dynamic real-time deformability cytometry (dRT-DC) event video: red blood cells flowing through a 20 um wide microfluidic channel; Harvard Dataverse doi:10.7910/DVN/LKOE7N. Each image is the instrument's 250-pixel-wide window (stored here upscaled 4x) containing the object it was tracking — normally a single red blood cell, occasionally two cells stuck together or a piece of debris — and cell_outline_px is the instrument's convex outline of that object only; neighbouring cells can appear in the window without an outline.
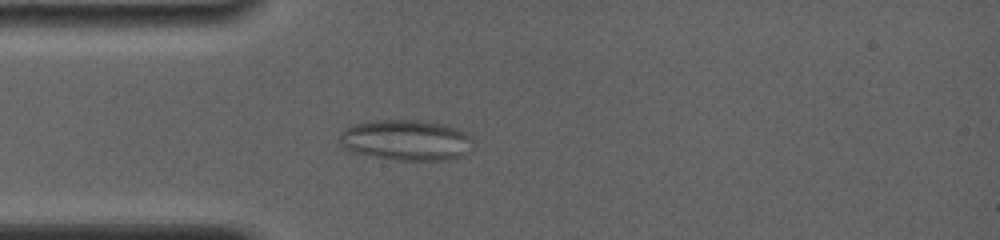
{"species": "common noctule bat (a hibernating species)", "species_latin": "Nyctalus noctula", "temperature_condition": "room temperature", "stored_images_in_passage": 51, "camera_frame_rate_fps": 4000, "um_per_image_px": 0.085, "animal": {"sex": "female", "body_mass_g": 19.0, "forearm_length_mm": 56.7}, "frame": {"image": 1, "passage_image": 5, "time_ms": 1.25, "image_size_px": [1000, 240], "cell_outline_px": [[472, 140], [468, 152], [464, 156], [440, 160], [396, 160], [348, 152], [340, 140], [340, 132], [344, 128], [352, 124], [372, 120], [416, 120], [444, 124], [460, 128], [468, 132], [472, 136]], "centroid_in_image_um": [34.52, 11.9], "position_along_channel_um": 50.5, "area_um2": 32.02}}
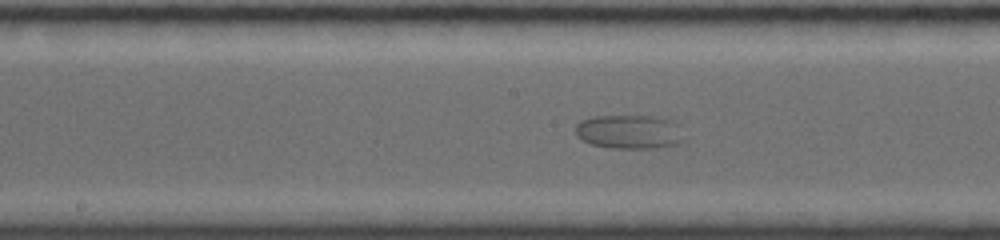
{"frame": {"image": 2, "passage_image": 18, "time_ms": 5.5, "image_size_px": [1000, 240], "cell_outline_px": [[684, 140], [676, 144], [652, 148], [612, 148], [592, 144], [580, 140], [576, 136], [576, 124], [580, 120], [592, 116], [652, 116], [672, 120], [680, 124]], "centroid_in_image_um": [53.48, 11.19], "position_along_channel_um": 194.7, "area_um2": 21.73}}
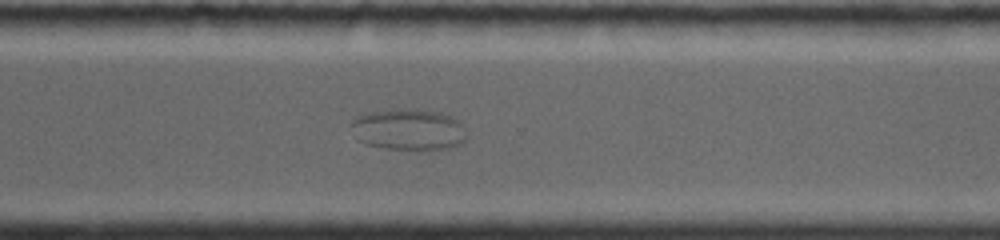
{"frame": {"image": 3, "passage_image": 30, "time_ms": 9.5, "image_size_px": [1000, 240], "cell_outline_px": [[468, 136], [460, 144], [448, 148], [384, 148], [364, 144], [356, 140], [352, 124], [352, 120], [356, 116], [368, 112], [400, 108], [436, 112], [452, 116], [460, 120]], "centroid_in_image_um": [34.72, 10.99], "position_along_channel_um": 335.9, "area_um2": 27.57}}